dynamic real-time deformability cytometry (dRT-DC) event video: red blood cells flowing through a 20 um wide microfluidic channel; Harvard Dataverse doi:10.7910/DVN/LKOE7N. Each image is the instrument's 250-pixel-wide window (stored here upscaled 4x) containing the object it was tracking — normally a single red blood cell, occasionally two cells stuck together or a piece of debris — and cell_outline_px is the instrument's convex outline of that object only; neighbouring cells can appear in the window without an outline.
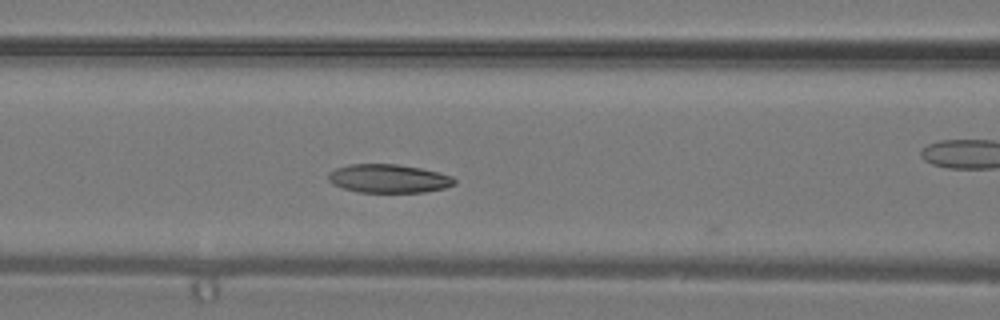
{"species": "common noctule bat (a hibernating species)", "species_latin": "Nyctalus noctula", "temperature_condition": "warm", "stored_images_in_passage": 14, "camera_frame_rate_fps": 3000, "um_per_image_px": 0.085, "animal": {"sex": "male", "body_mass_g": 19.2, "forearm_length_mm": 51.8}, "frame": {"image": 1, "passage_image": 13, "time_ms": 4.0, "image_size_px": [1000, 320], "cell_outline_px": [[456, 184], [444, 188], [424, 192], [360, 192], [344, 188], [332, 184], [328, 180], [328, 172], [336, 168], [348, 164], [396, 164], [420, 168], [440, 172], [452, 176], [456, 180]], "centroid_in_image_um": [33.04, 15.17], "position_along_channel_um": 133.6, "area_um2": 21.04}}